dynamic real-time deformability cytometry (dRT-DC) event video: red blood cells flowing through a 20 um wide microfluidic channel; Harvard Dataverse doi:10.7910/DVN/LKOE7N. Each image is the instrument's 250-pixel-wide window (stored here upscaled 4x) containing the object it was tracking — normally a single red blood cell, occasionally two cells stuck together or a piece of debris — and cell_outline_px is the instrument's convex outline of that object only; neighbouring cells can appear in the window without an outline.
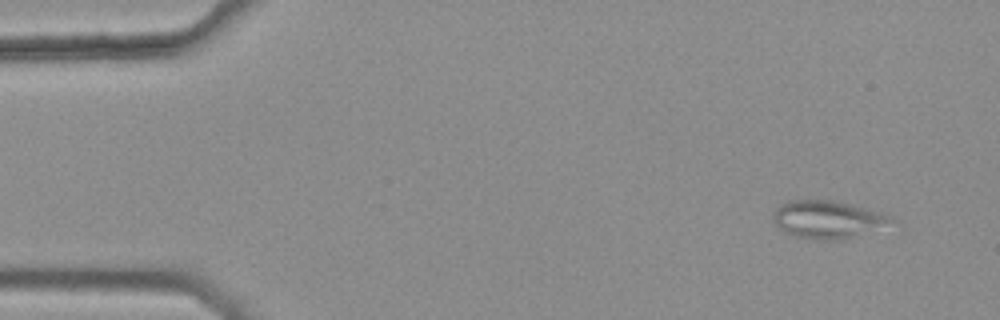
{"species": "common noctule bat (a hibernating species)", "species_latin": "Nyctalus noctula", "temperature_condition": "warm", "stored_images_in_passage": 4, "camera_frame_rate_fps": 3000, "um_per_image_px": 0.085, "animal": {"sex": "female", "body_mass_g": 25.1}, "frame": {"image": 1, "passage_image": 1, "time_ms": 0.0, "image_size_px": [1000, 320], "cell_outline_px": [[892, 220], [844, 240], [824, 240], [796, 236], [784, 232], [772, 220], [772, 216], [780, 204], [788, 200], [832, 200], [864, 208], [892, 216]], "centroid_in_image_um": [70.21, 18.64], "position_along_channel_um": 14.8, "area_um2": 25.03}}
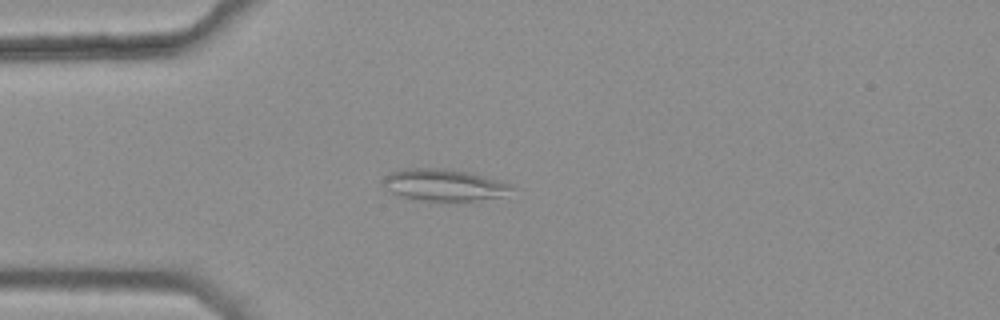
{"frame": {"image": 2, "passage_image": 4, "time_ms": 1.0, "image_size_px": [1000, 320], "cell_outline_px": [[516, 188], [500, 196], [476, 200], [412, 200], [392, 192], [380, 180], [384, 176], [392, 172], [404, 168], [440, 168], [464, 172], [512, 184]], "centroid_in_image_um": [37.68, 15.72], "position_along_channel_um": 47.3, "area_um2": 23.24}}